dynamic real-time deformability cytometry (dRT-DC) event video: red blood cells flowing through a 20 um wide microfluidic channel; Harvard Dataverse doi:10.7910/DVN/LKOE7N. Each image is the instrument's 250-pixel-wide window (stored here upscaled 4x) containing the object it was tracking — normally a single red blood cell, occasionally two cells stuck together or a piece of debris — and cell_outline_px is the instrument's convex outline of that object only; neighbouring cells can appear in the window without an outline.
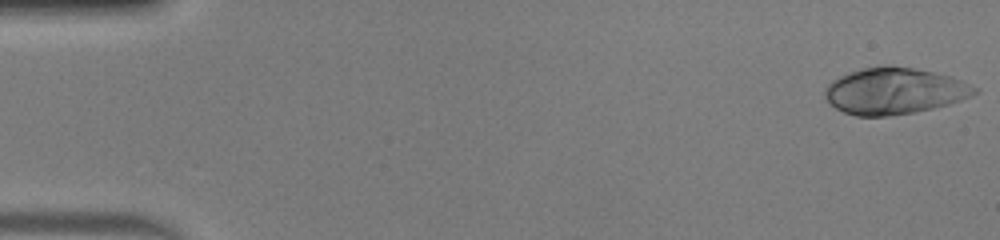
{"species": "human", "species_latin": "Homo sapiens", "temperature_condition": "warm", "stored_images_in_passage": 50, "camera_frame_rate_fps": 3000, "um_per_image_px": 0.085, "donor": {"sex": "male"}, "frame": {"image": 1, "passage_image": 1, "time_ms": 0.0, "image_size_px": [1000, 240], "cell_outline_px": [[980, 92], [972, 96], [948, 104], [916, 112], [888, 116], [856, 116], [844, 112], [836, 108], [824, 96], [824, 92], [828, 84], [832, 80], [848, 72], [860, 68], [884, 64], [892, 64], [916, 68], [952, 76], [980, 88]], "centroid_in_image_um": [76.05, 7.71], "position_along_channel_um": 9.0, "area_um2": 41.04}}
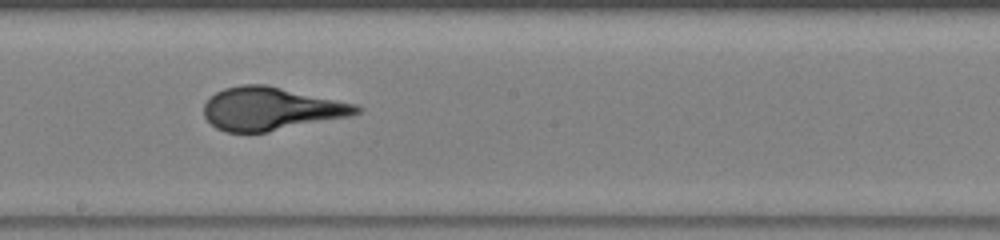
{"frame": {"image": 2, "passage_image": 28, "time_ms": 9.0, "image_size_px": [1000, 240], "cell_outline_px": [[364, 108], [360, 112], [352, 116], [268, 132], [224, 132], [216, 128], [204, 116], [204, 104], [216, 92], [224, 88], [240, 84], [264, 84], [356, 104]], "centroid_in_image_um": [23.05, 9.25], "position_along_channel_um": 225.2, "area_um2": 38.26}}
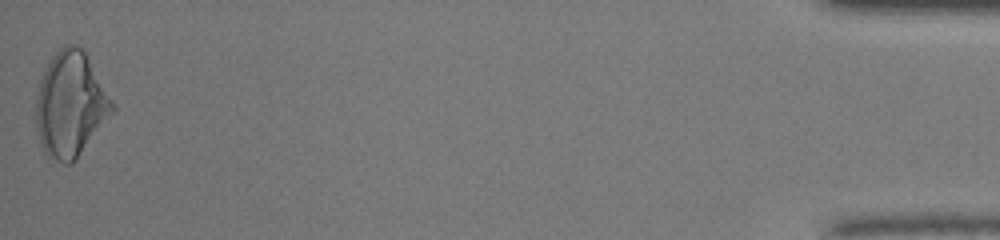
{"frame": {"image": 3, "passage_image": 50, "time_ms": 16.333, "image_size_px": [1000, 240], "cell_outline_px": [[116, 108], [76, 160], [72, 164], [64, 164], [48, 156], [44, 152], [36, 128], [36, 92], [44, 68], [52, 56], [64, 44], [76, 44], [84, 52], [116, 104]], "centroid_in_image_um": [5.99, 8.88], "position_along_channel_um": 429.2, "area_um2": 46.76}}